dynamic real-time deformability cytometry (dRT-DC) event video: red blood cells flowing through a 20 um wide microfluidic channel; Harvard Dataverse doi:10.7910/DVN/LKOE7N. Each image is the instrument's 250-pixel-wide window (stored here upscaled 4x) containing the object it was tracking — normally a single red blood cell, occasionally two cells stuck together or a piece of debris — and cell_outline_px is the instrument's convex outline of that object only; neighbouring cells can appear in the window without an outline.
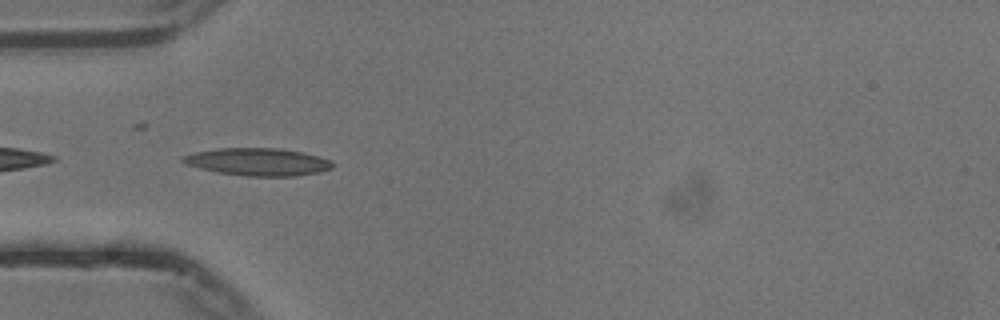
{"species": "common noctule bat (a hibernating species)", "species_latin": "Nyctalus noctula", "temperature_condition": "cold", "stored_images_in_passage": 23, "camera_frame_rate_fps": 3000, "um_per_image_px": 0.085, "animal": {"sex": "male", "body_mass_g": 13.3}, "frame": {"image": 1, "passage_image": 1, "time_ms": 0.0, "image_size_px": [1000, 320], "cell_outline_px": [[336, 164], [332, 168], [320, 172], [296, 176], [248, 176], [216, 172], [184, 164], [180, 160], [180, 156], [196, 152], [216, 148], [280, 148], [300, 152], [332, 160]], "centroid_in_image_um": [21.91, 13.76], "position_along_channel_um": 63.1, "area_um2": 24.16}}
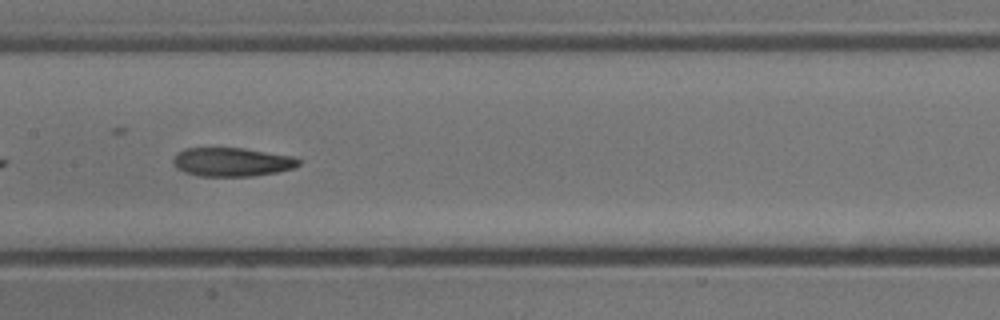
{"frame": {"image": 2, "passage_image": 11, "time_ms": 3.333, "image_size_px": [1000, 320], "cell_outline_px": [[300, 164], [292, 168], [276, 172], [252, 176], [200, 176], [184, 172], [176, 168], [172, 160], [184, 148], [244, 148], [292, 156], [300, 160]], "centroid_in_image_um": [19.71, 13.77], "position_along_channel_um": 187.7, "area_um2": 20.87}}
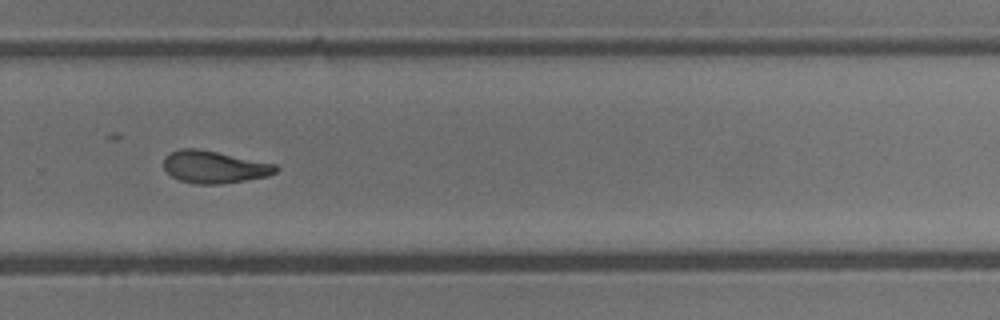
{"frame": {"image": 3, "passage_image": 21, "time_ms": 6.667, "image_size_px": [1000, 320], "cell_outline_px": [[280, 168], [276, 172], [268, 176], [220, 184], [196, 184], [180, 180], [172, 176], [164, 168], [164, 156], [168, 152], [180, 148], [196, 148], [276, 164]], "centroid_in_image_um": [18.19, 14.18], "position_along_channel_um": 311.6, "area_um2": 21.04}}